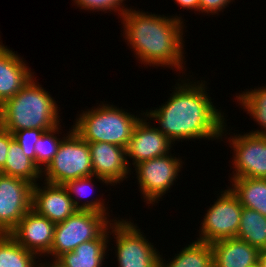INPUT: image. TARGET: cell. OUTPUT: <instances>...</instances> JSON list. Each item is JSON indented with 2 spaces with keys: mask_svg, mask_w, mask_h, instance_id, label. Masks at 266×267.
<instances>
[{
  "mask_svg": "<svg viewBox=\"0 0 266 267\" xmlns=\"http://www.w3.org/2000/svg\"><path fill=\"white\" fill-rule=\"evenodd\" d=\"M108 230L109 227L97 239L81 243L74 251L64 253L58 260L65 267H102L108 253Z\"/></svg>",
  "mask_w": 266,
  "mask_h": 267,
  "instance_id": "ac0fdd59",
  "label": "cell"
},
{
  "mask_svg": "<svg viewBox=\"0 0 266 267\" xmlns=\"http://www.w3.org/2000/svg\"><path fill=\"white\" fill-rule=\"evenodd\" d=\"M175 257L165 263L160 255V267H213V251L211 245L195 240L175 254Z\"/></svg>",
  "mask_w": 266,
  "mask_h": 267,
  "instance_id": "7402d4cb",
  "label": "cell"
},
{
  "mask_svg": "<svg viewBox=\"0 0 266 267\" xmlns=\"http://www.w3.org/2000/svg\"><path fill=\"white\" fill-rule=\"evenodd\" d=\"M25 61L0 41V105L16 95L34 76Z\"/></svg>",
  "mask_w": 266,
  "mask_h": 267,
  "instance_id": "2e32d148",
  "label": "cell"
},
{
  "mask_svg": "<svg viewBox=\"0 0 266 267\" xmlns=\"http://www.w3.org/2000/svg\"><path fill=\"white\" fill-rule=\"evenodd\" d=\"M55 226L48 218L30 209L9 235L38 257L47 256L53 243Z\"/></svg>",
  "mask_w": 266,
  "mask_h": 267,
  "instance_id": "4fadbf2b",
  "label": "cell"
},
{
  "mask_svg": "<svg viewBox=\"0 0 266 267\" xmlns=\"http://www.w3.org/2000/svg\"><path fill=\"white\" fill-rule=\"evenodd\" d=\"M140 230L134 221L122 218L109 225V233L116 239L118 267H160V252Z\"/></svg>",
  "mask_w": 266,
  "mask_h": 267,
  "instance_id": "52a82bcc",
  "label": "cell"
},
{
  "mask_svg": "<svg viewBox=\"0 0 266 267\" xmlns=\"http://www.w3.org/2000/svg\"><path fill=\"white\" fill-rule=\"evenodd\" d=\"M117 219L109 221L105 214L77 210L65 221L56 224L53 243L47 255L57 260L64 253L74 251L81 243L97 239Z\"/></svg>",
  "mask_w": 266,
  "mask_h": 267,
  "instance_id": "8992f818",
  "label": "cell"
},
{
  "mask_svg": "<svg viewBox=\"0 0 266 267\" xmlns=\"http://www.w3.org/2000/svg\"><path fill=\"white\" fill-rule=\"evenodd\" d=\"M228 189L218 194L217 200L206 211L200 225L198 241L212 244L216 241L236 238L243 206L237 196Z\"/></svg>",
  "mask_w": 266,
  "mask_h": 267,
  "instance_id": "ba28073f",
  "label": "cell"
},
{
  "mask_svg": "<svg viewBox=\"0 0 266 267\" xmlns=\"http://www.w3.org/2000/svg\"><path fill=\"white\" fill-rule=\"evenodd\" d=\"M123 36L135 57L149 66L173 67L183 72V19L128 9L121 17Z\"/></svg>",
  "mask_w": 266,
  "mask_h": 267,
  "instance_id": "7a4b0ae2",
  "label": "cell"
},
{
  "mask_svg": "<svg viewBox=\"0 0 266 267\" xmlns=\"http://www.w3.org/2000/svg\"><path fill=\"white\" fill-rule=\"evenodd\" d=\"M189 81L182 79L180 84L177 82L167 102L158 109H151L150 112L146 110L140 114L158 121L159 127L155 128L173 143L202 138L212 141L222 139L228 131L226 120L224 113L216 109L206 92L207 82Z\"/></svg>",
  "mask_w": 266,
  "mask_h": 267,
  "instance_id": "6da1fadb",
  "label": "cell"
},
{
  "mask_svg": "<svg viewBox=\"0 0 266 267\" xmlns=\"http://www.w3.org/2000/svg\"><path fill=\"white\" fill-rule=\"evenodd\" d=\"M93 175L106 179L111 186L131 174L126 149L107 142L89 143ZM120 181V182H119Z\"/></svg>",
  "mask_w": 266,
  "mask_h": 267,
  "instance_id": "5bb4252c",
  "label": "cell"
},
{
  "mask_svg": "<svg viewBox=\"0 0 266 267\" xmlns=\"http://www.w3.org/2000/svg\"><path fill=\"white\" fill-rule=\"evenodd\" d=\"M38 267H65L58 259L53 260L52 262L50 261L49 263H38Z\"/></svg>",
  "mask_w": 266,
  "mask_h": 267,
  "instance_id": "1f68e13d",
  "label": "cell"
},
{
  "mask_svg": "<svg viewBox=\"0 0 266 267\" xmlns=\"http://www.w3.org/2000/svg\"><path fill=\"white\" fill-rule=\"evenodd\" d=\"M181 160L179 157L172 156L170 152L162 157L140 162L135 166L138 189L146 204L158 203L159 199L166 192L168 193L183 168Z\"/></svg>",
  "mask_w": 266,
  "mask_h": 267,
  "instance_id": "9c48e42d",
  "label": "cell"
},
{
  "mask_svg": "<svg viewBox=\"0 0 266 267\" xmlns=\"http://www.w3.org/2000/svg\"><path fill=\"white\" fill-rule=\"evenodd\" d=\"M0 173L25 179L34 185L39 178L43 180L42 171L32 159L25 155L15 139L10 143L6 163Z\"/></svg>",
  "mask_w": 266,
  "mask_h": 267,
  "instance_id": "ffe728a7",
  "label": "cell"
},
{
  "mask_svg": "<svg viewBox=\"0 0 266 267\" xmlns=\"http://www.w3.org/2000/svg\"><path fill=\"white\" fill-rule=\"evenodd\" d=\"M140 116V120L134 127L126 149L127 161L133 159L134 167L140 162L152 158L162 157L170 153L174 143L159 130L152 126L149 119Z\"/></svg>",
  "mask_w": 266,
  "mask_h": 267,
  "instance_id": "7c38bea8",
  "label": "cell"
},
{
  "mask_svg": "<svg viewBox=\"0 0 266 267\" xmlns=\"http://www.w3.org/2000/svg\"><path fill=\"white\" fill-rule=\"evenodd\" d=\"M238 95L236 100L239 105L261 126V130H252L249 133L266 135V86L246 90Z\"/></svg>",
  "mask_w": 266,
  "mask_h": 267,
  "instance_id": "d4e9b609",
  "label": "cell"
},
{
  "mask_svg": "<svg viewBox=\"0 0 266 267\" xmlns=\"http://www.w3.org/2000/svg\"><path fill=\"white\" fill-rule=\"evenodd\" d=\"M252 267H260V266H259V264H256V265H254V266H252Z\"/></svg>",
  "mask_w": 266,
  "mask_h": 267,
  "instance_id": "836d02e7",
  "label": "cell"
},
{
  "mask_svg": "<svg viewBox=\"0 0 266 267\" xmlns=\"http://www.w3.org/2000/svg\"><path fill=\"white\" fill-rule=\"evenodd\" d=\"M258 264L260 267H266V250L260 251Z\"/></svg>",
  "mask_w": 266,
  "mask_h": 267,
  "instance_id": "d6a6232c",
  "label": "cell"
},
{
  "mask_svg": "<svg viewBox=\"0 0 266 267\" xmlns=\"http://www.w3.org/2000/svg\"><path fill=\"white\" fill-rule=\"evenodd\" d=\"M77 7L82 10L94 11H112L118 12L119 17H121L129 8H125L124 1L126 0H73ZM120 12V13H119Z\"/></svg>",
  "mask_w": 266,
  "mask_h": 267,
  "instance_id": "4316f807",
  "label": "cell"
},
{
  "mask_svg": "<svg viewBox=\"0 0 266 267\" xmlns=\"http://www.w3.org/2000/svg\"><path fill=\"white\" fill-rule=\"evenodd\" d=\"M181 8L199 11L200 0H174Z\"/></svg>",
  "mask_w": 266,
  "mask_h": 267,
  "instance_id": "4dcf8cb0",
  "label": "cell"
},
{
  "mask_svg": "<svg viewBox=\"0 0 266 267\" xmlns=\"http://www.w3.org/2000/svg\"><path fill=\"white\" fill-rule=\"evenodd\" d=\"M236 238L266 250V217L256 210L243 207Z\"/></svg>",
  "mask_w": 266,
  "mask_h": 267,
  "instance_id": "603a6c76",
  "label": "cell"
},
{
  "mask_svg": "<svg viewBox=\"0 0 266 267\" xmlns=\"http://www.w3.org/2000/svg\"><path fill=\"white\" fill-rule=\"evenodd\" d=\"M45 186L36 183L32 191V210L48 218L54 224L65 221L77 209L63 185L44 182Z\"/></svg>",
  "mask_w": 266,
  "mask_h": 267,
  "instance_id": "9a60e30c",
  "label": "cell"
},
{
  "mask_svg": "<svg viewBox=\"0 0 266 267\" xmlns=\"http://www.w3.org/2000/svg\"><path fill=\"white\" fill-rule=\"evenodd\" d=\"M59 127L61 128V125L44 132L35 144L36 165L41 171L47 167L58 151V147L62 141L61 138H57L56 136V134L59 135L60 133Z\"/></svg>",
  "mask_w": 266,
  "mask_h": 267,
  "instance_id": "484cf974",
  "label": "cell"
},
{
  "mask_svg": "<svg viewBox=\"0 0 266 267\" xmlns=\"http://www.w3.org/2000/svg\"><path fill=\"white\" fill-rule=\"evenodd\" d=\"M38 256L26 250L9 234H0V267H38Z\"/></svg>",
  "mask_w": 266,
  "mask_h": 267,
  "instance_id": "cb8c5ba5",
  "label": "cell"
},
{
  "mask_svg": "<svg viewBox=\"0 0 266 267\" xmlns=\"http://www.w3.org/2000/svg\"><path fill=\"white\" fill-rule=\"evenodd\" d=\"M39 129H24L13 133L15 141L21 146L22 151L36 163L35 144L44 133Z\"/></svg>",
  "mask_w": 266,
  "mask_h": 267,
  "instance_id": "83f0119b",
  "label": "cell"
},
{
  "mask_svg": "<svg viewBox=\"0 0 266 267\" xmlns=\"http://www.w3.org/2000/svg\"><path fill=\"white\" fill-rule=\"evenodd\" d=\"M233 0H200L199 3V12L205 14L211 13L219 14L224 8H227L228 4H230Z\"/></svg>",
  "mask_w": 266,
  "mask_h": 267,
  "instance_id": "f1b7e54d",
  "label": "cell"
},
{
  "mask_svg": "<svg viewBox=\"0 0 266 267\" xmlns=\"http://www.w3.org/2000/svg\"><path fill=\"white\" fill-rule=\"evenodd\" d=\"M65 136L52 161L42 171L47 183L63 185L69 180L93 175L89 143L73 128Z\"/></svg>",
  "mask_w": 266,
  "mask_h": 267,
  "instance_id": "5b68a950",
  "label": "cell"
},
{
  "mask_svg": "<svg viewBox=\"0 0 266 267\" xmlns=\"http://www.w3.org/2000/svg\"><path fill=\"white\" fill-rule=\"evenodd\" d=\"M228 140L234 154L231 178L266 179V135L234 133Z\"/></svg>",
  "mask_w": 266,
  "mask_h": 267,
  "instance_id": "8fae6325",
  "label": "cell"
},
{
  "mask_svg": "<svg viewBox=\"0 0 266 267\" xmlns=\"http://www.w3.org/2000/svg\"><path fill=\"white\" fill-rule=\"evenodd\" d=\"M124 110L111 104H99L79 114L72 128L88 143L107 142L126 148L140 118Z\"/></svg>",
  "mask_w": 266,
  "mask_h": 267,
  "instance_id": "277c9868",
  "label": "cell"
},
{
  "mask_svg": "<svg viewBox=\"0 0 266 267\" xmlns=\"http://www.w3.org/2000/svg\"><path fill=\"white\" fill-rule=\"evenodd\" d=\"M94 177L99 179L98 181H100V182L102 181L101 183L104 182L106 185H111L104 178L96 177L95 175H90V176L81 177V178L74 179V180H69L65 184H63V186L66 188V190L69 194V197L73 201V204L77 210L94 211V212L105 214L107 217H110L109 213L106 212V211H108L107 210L108 207L105 205L106 204L104 201L105 199H102V198L101 199H99V198L95 199L93 197V199H91L90 201H86V202L84 201V203L80 204V201L82 198H86L89 196V194H91V193H89L91 191L90 190L88 191V189L91 188V190H92V188H94V184H93L94 180L92 179ZM72 195H74V196H72ZM105 206H106V208H105Z\"/></svg>",
  "mask_w": 266,
  "mask_h": 267,
  "instance_id": "44dd1931",
  "label": "cell"
},
{
  "mask_svg": "<svg viewBox=\"0 0 266 267\" xmlns=\"http://www.w3.org/2000/svg\"><path fill=\"white\" fill-rule=\"evenodd\" d=\"M35 79L0 105V125L12 134L33 128L46 132L60 124L56 101Z\"/></svg>",
  "mask_w": 266,
  "mask_h": 267,
  "instance_id": "3957f363",
  "label": "cell"
},
{
  "mask_svg": "<svg viewBox=\"0 0 266 267\" xmlns=\"http://www.w3.org/2000/svg\"><path fill=\"white\" fill-rule=\"evenodd\" d=\"M34 184L0 173V234H9L32 209Z\"/></svg>",
  "mask_w": 266,
  "mask_h": 267,
  "instance_id": "30bf717a",
  "label": "cell"
},
{
  "mask_svg": "<svg viewBox=\"0 0 266 267\" xmlns=\"http://www.w3.org/2000/svg\"><path fill=\"white\" fill-rule=\"evenodd\" d=\"M13 134L0 125V170L4 167Z\"/></svg>",
  "mask_w": 266,
  "mask_h": 267,
  "instance_id": "f546056e",
  "label": "cell"
},
{
  "mask_svg": "<svg viewBox=\"0 0 266 267\" xmlns=\"http://www.w3.org/2000/svg\"><path fill=\"white\" fill-rule=\"evenodd\" d=\"M210 245L213 267H252L258 264L260 250L238 238L224 239Z\"/></svg>",
  "mask_w": 266,
  "mask_h": 267,
  "instance_id": "e0dca14e",
  "label": "cell"
},
{
  "mask_svg": "<svg viewBox=\"0 0 266 267\" xmlns=\"http://www.w3.org/2000/svg\"><path fill=\"white\" fill-rule=\"evenodd\" d=\"M231 191L243 207L256 210L266 217V179L231 178Z\"/></svg>",
  "mask_w": 266,
  "mask_h": 267,
  "instance_id": "d6986e66",
  "label": "cell"
}]
</instances>
